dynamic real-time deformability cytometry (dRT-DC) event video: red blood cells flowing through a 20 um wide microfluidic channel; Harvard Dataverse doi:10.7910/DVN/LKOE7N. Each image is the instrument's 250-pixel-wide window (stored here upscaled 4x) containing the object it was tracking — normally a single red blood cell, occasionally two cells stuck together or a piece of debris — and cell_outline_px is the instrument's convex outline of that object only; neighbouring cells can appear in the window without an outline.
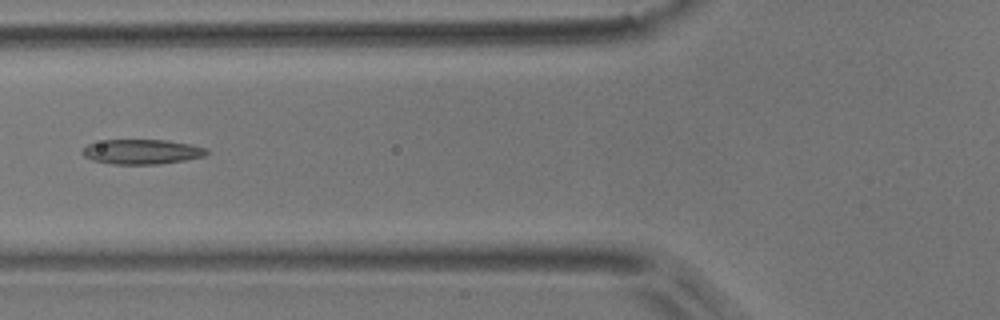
{"species": "common noctule bat (a hibernating species)", "species_latin": "Nyctalus noctula", "temperature_condition": "room temperature", "stored_images_in_passage": 5, "camera_frame_rate_fps": 3000, "um_per_image_px": 0.085, "animal": {"sex": "male", "body_mass_g": 17.9}, "frame": {"image": 1, "passage_image": 5, "time_ms": 1.333, "image_size_px": [1000, 320], "cell_outline_px": [[208, 152], [204, 156], [184, 160], [160, 164], [112, 164], [92, 160], [84, 156], [80, 152], [88, 144], [104, 140], [168, 140], [192, 144], [208, 148]], "centroid_in_image_um": [12.07, 12.89], "position_along_channel_um": 113.7, "area_um2": 18.03}}